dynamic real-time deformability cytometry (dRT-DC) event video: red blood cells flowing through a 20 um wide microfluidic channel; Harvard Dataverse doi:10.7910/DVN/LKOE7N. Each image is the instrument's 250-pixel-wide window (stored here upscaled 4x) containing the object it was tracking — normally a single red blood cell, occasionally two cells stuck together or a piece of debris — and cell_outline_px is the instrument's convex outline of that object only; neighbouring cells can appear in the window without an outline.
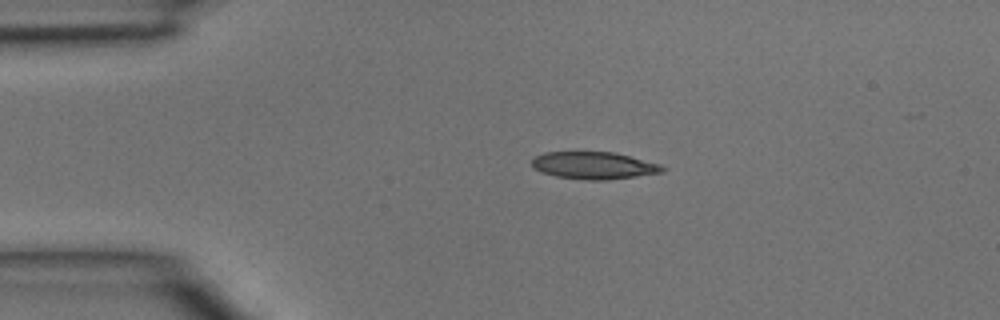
{"species": "common noctule bat (a hibernating species)", "species_latin": "Nyctalus noctula", "temperature_condition": "room temperature", "stored_images_in_passage": 3, "camera_frame_rate_fps": 3000, "um_per_image_px": 0.085, "animal": {"sex": "male", "body_mass_g": 15.6}, "frame": {"image": 1, "passage_image": 2, "time_ms": 0.333, "image_size_px": [1000, 320], "cell_outline_px": [[668, 168], [664, 172], [604, 180], [592, 180], [556, 176], [532, 168], [532, 160], [536, 156], [544, 152], [612, 152], [660, 164]], "centroid_in_image_um": [50.49, 14.06], "position_along_channel_um": 34.5, "area_um2": 20.4}}